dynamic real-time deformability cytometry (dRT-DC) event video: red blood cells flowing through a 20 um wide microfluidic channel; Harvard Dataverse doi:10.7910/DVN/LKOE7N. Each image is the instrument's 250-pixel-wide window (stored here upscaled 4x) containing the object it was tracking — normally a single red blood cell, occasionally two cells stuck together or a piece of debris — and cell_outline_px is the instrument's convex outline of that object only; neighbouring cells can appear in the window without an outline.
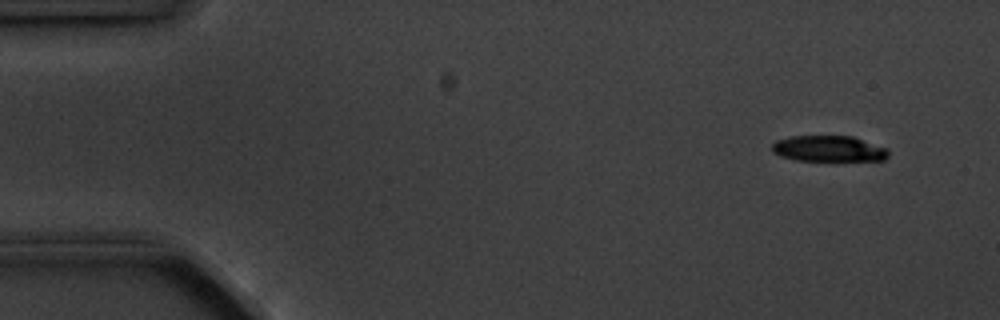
{"species": "common noctule bat (a hibernating species)", "species_latin": "Nyctalus noctula", "temperature_condition": "cold", "stored_images_in_passage": 6, "camera_frame_rate_fps": 3000, "um_per_image_px": 0.085, "animal": {"sex": "male", "body_mass_g": 20.1, "forearm_length_mm": 53.5}, "frame": {"image": 1, "passage_image": 1, "time_ms": 0.0, "image_size_px": [1000, 320], "cell_outline_px": [[888, 156], [884, 160], [796, 160], [780, 156], [772, 152], [772, 144], [776, 140], [792, 136], [852, 136], [888, 148]], "centroid_in_image_um": [70.43, 12.63], "position_along_channel_um": 14.6, "area_um2": 17.51}}
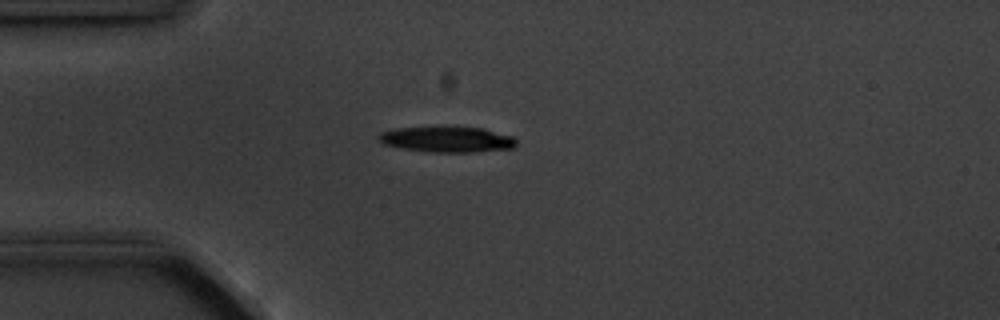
{"frame": {"image": 2, "passage_image": 3, "time_ms": 3.333, "image_size_px": [1000, 320], "cell_outline_px": [[516, 148], [468, 152], [428, 152], [400, 148], [380, 144], [376, 136], [380, 132], [396, 128], [484, 128], [512, 136], [516, 140]], "centroid_in_image_um": [37.96, 11.87], "position_along_channel_um": 47.0, "area_um2": 20.46}}
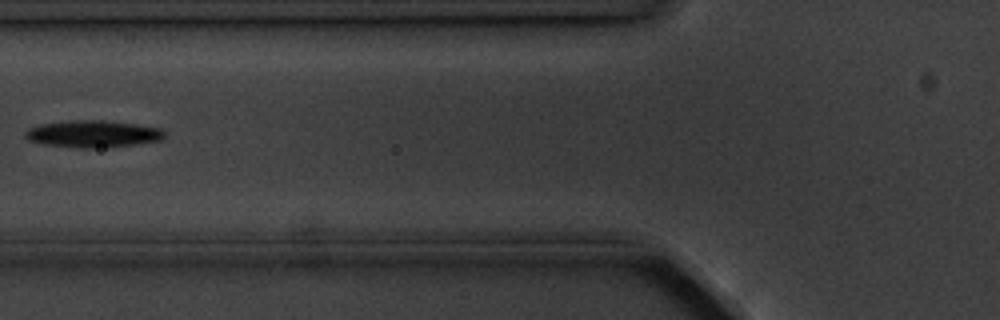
{"frame": {"image": 3, "passage_image": 5, "time_ms": 5.667, "image_size_px": [1000, 320], "cell_outline_px": [[164, 136], [160, 140], [108, 148], [84, 148], [44, 144], [28, 140], [24, 136], [24, 132], [28, 128], [40, 124], [68, 120], [100, 120], [136, 124], [160, 128], [164, 132]], "centroid_in_image_um": [7.86, 11.38], "position_along_channel_um": 117.9, "area_um2": 21.91}}